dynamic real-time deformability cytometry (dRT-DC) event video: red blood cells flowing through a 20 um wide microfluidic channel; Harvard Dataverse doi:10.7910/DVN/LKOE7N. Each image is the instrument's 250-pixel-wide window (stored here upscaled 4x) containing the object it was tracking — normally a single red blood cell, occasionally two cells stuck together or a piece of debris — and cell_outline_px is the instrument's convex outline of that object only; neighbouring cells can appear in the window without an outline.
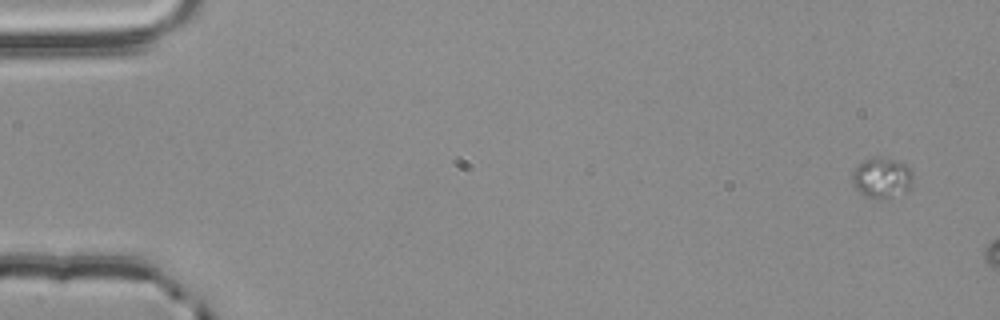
{"species": "common noctule bat (a hibernating species)", "species_latin": "Nyctalus noctula", "temperature_condition": "room temperature", "stored_images_in_passage": 4, "camera_frame_rate_fps": 3000, "um_per_image_px": 0.085, "animal": {"sex": "male", "body_mass_g": 20.4}, "frame": {"image": 1, "passage_image": 1, "time_ms": 0.0, "image_size_px": [1000, 320], "cell_outline_px": [[912, 184], [908, 192], [888, 200], [876, 200], [860, 192], [852, 184], [852, 172], [864, 160], [892, 160], [904, 164], [912, 172]], "centroid_in_image_um": [74.99, 15.22], "position_along_channel_um": 10.0, "area_um2": 14.1}}